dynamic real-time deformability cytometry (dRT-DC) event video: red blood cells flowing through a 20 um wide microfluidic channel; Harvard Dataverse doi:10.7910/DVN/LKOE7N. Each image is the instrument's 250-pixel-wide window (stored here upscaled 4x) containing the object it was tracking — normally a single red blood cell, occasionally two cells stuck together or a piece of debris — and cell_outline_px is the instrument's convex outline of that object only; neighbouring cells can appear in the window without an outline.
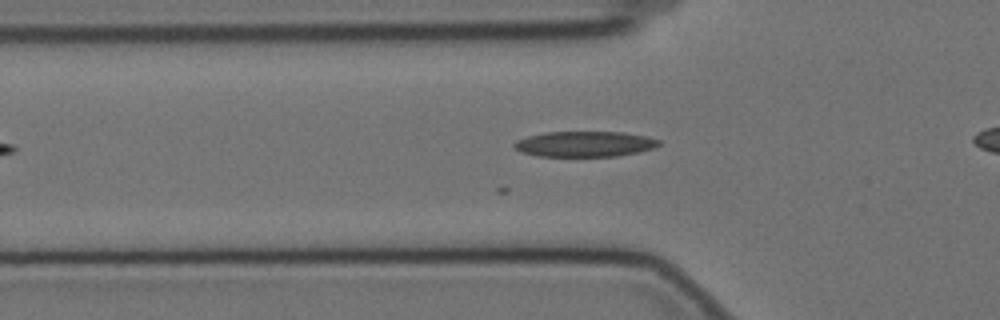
{"species": "Egyptian fruit bat (a non-hibernating species)", "species_latin": "Rousettus aegyptiacus", "temperature_condition": "cold", "stored_images_in_passage": 26, "camera_frame_rate_fps": 3000, "um_per_image_px": 0.085, "animal": {"sex": "female"}, "frame": {"image": 1, "passage_image": 5, "time_ms": 1.333, "image_size_px": [1000, 320], "cell_outline_px": [[660, 144], [656, 148], [616, 156], [536, 156], [524, 152], [516, 148], [512, 144], [516, 140], [528, 136], [544, 132], [620, 132], [648, 136], [660, 140]], "centroid_in_image_um": [49.72, 12.23], "position_along_channel_um": 76.1, "area_um2": 21.44}}
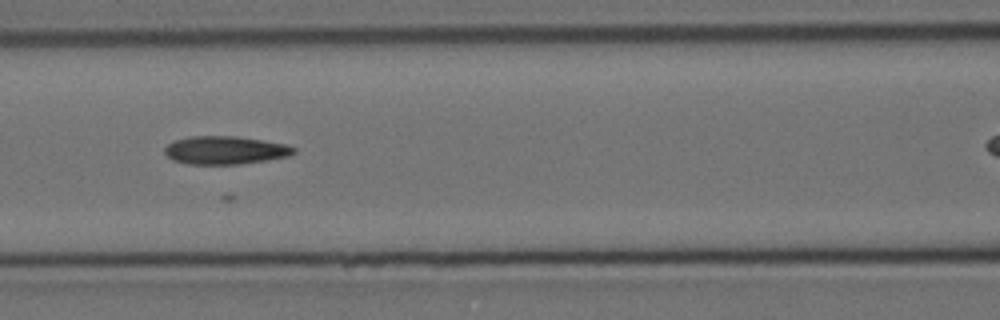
{"frame": {"image": 2, "passage_image": 11, "time_ms": 3.333, "image_size_px": [1000, 320], "cell_outline_px": [[296, 152], [288, 156], [268, 160], [240, 164], [188, 164], [172, 160], [164, 152], [164, 148], [172, 140], [192, 136], [236, 136], [288, 144], [296, 148]], "centroid_in_image_um": [19.14, 12.76], "position_along_channel_um": 147.5, "area_um2": 21.33}}
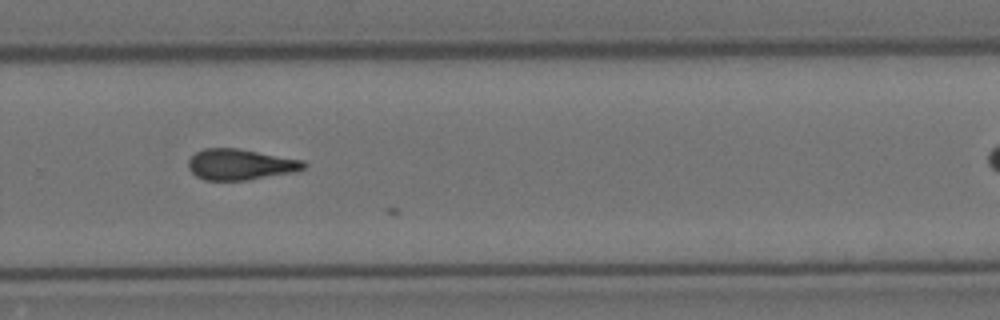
{"frame": {"image": 3, "passage_image": 25, "time_ms": 8.0, "image_size_px": [1000, 320], "cell_outline_px": [[308, 164], [304, 168], [292, 172], [248, 180], [204, 180], [196, 176], [188, 168], [188, 160], [196, 152], [204, 148], [236, 148], [304, 160]], "centroid_in_image_um": [20.41, 13.98], "position_along_channel_um": 309.4, "area_um2": 20.69}}